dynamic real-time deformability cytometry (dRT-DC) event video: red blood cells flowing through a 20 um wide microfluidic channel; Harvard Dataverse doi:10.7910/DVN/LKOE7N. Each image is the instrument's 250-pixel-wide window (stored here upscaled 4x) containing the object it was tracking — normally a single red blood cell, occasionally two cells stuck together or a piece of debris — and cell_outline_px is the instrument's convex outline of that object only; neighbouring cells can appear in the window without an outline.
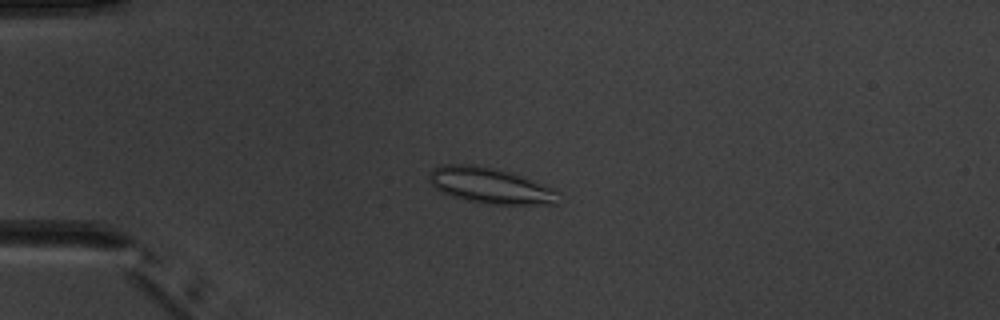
{"species": "common noctule bat (a hibernating species)", "species_latin": "Nyctalus noctula", "temperature_condition": "warm", "stored_images_in_passage": 5, "camera_frame_rate_fps": 3000, "um_per_image_px": 0.085, "animal": {"sex": "male", "body_mass_g": 20.1, "forearm_length_mm": 53.5}, "frame": {"image": 1, "passage_image": 4, "time_ms": 4.333, "image_size_px": [1000, 320], "cell_outline_px": [[560, 192], [556, 204], [488, 204], [468, 200], [452, 196], [440, 192], [428, 180], [428, 172], [432, 168], [440, 164], [472, 164], [496, 168], [544, 184]], "centroid_in_image_um": [41.62, 15.76], "position_along_channel_um": 43.4, "area_um2": 26.99}}